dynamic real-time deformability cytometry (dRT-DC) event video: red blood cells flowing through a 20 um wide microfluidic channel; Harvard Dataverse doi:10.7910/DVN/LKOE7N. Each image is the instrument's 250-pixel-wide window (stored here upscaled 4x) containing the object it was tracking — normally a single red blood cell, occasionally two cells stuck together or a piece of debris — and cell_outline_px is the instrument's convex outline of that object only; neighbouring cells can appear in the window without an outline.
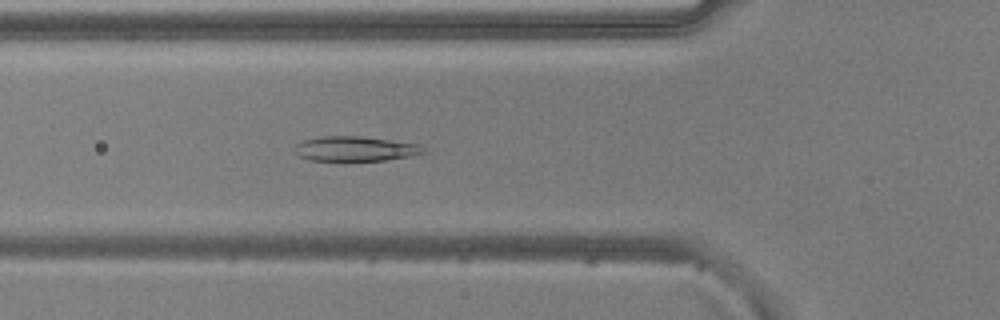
{"species": "common noctule bat (a hibernating species)", "species_latin": "Nyctalus noctula", "temperature_condition": "warm", "stored_images_in_passage": 45, "camera_frame_rate_fps": 3000, "um_per_image_px": 0.085, "animal": {"sex": "male", "body_mass_g": 20.5, "forearm_length_mm": 52.5}, "frame": {"image": 1, "passage_image": 16, "time_ms": 5.0, "image_size_px": [1000, 320], "cell_outline_px": [[428, 152], [412, 156], [384, 160], [308, 160], [300, 156], [296, 144], [304, 140], [324, 136], [360, 136], [420, 144]], "centroid_in_image_um": [30.29, 12.64], "position_along_channel_um": 95.5, "area_um2": 18.32}}
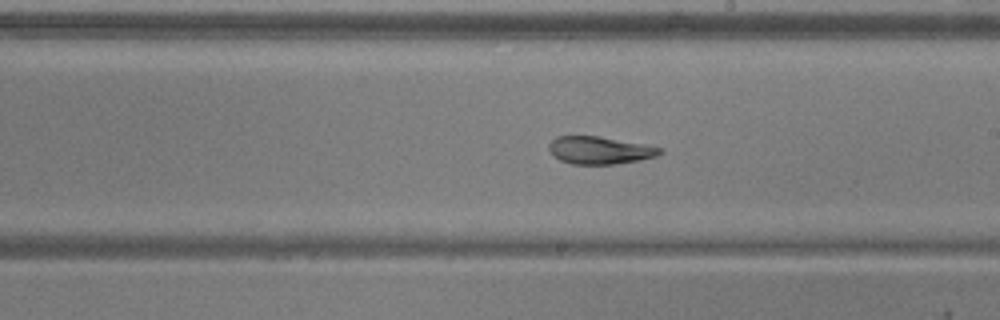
{"frame": {"image": 2, "passage_image": 27, "time_ms": 8.667, "image_size_px": [1000, 320], "cell_outline_px": [[664, 152], [656, 156], [640, 160], [612, 164], [572, 164], [560, 160], [552, 156], [548, 148], [548, 144], [556, 136], [596, 136], [644, 144], [664, 148]], "centroid_in_image_um": [50.96, 12.77], "position_along_channel_um": 238.0, "area_um2": 17.86}}
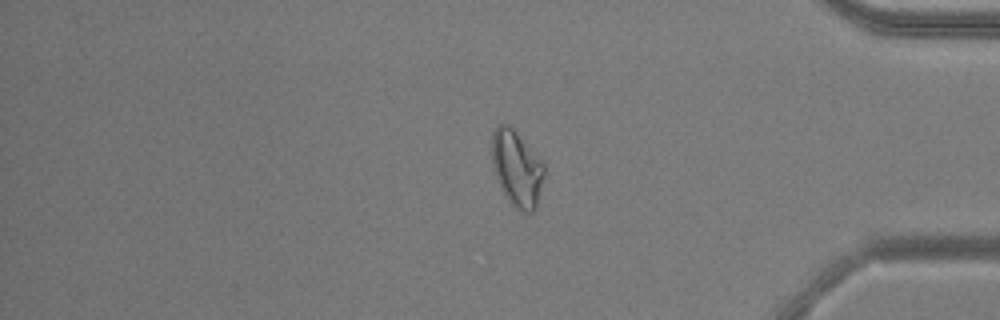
{"frame": {"image": 3, "passage_image": 41, "time_ms": 13.333, "image_size_px": [1000, 320], "cell_outline_px": [[544, 176], [536, 208], [532, 212], [524, 212], [512, 204], [504, 192], [500, 184], [492, 164], [492, 132], [500, 124], [508, 124], [540, 156], [544, 164]], "centroid_in_image_um": [43.96, 14.28], "position_along_channel_um": 391.2, "area_um2": 22.83}, "authors_computed_cell_mechanics": {"area_um2": 19.8832, "velocity_mm_per_s": 3.8694, "shape_relaxation_time_tau1_ms": 8.2618, "shape_relaxation_time_tau2_ms": 2.6634, "deformation_change_tau1": 0.2013, "deformation_change_tau2": 0.071}}